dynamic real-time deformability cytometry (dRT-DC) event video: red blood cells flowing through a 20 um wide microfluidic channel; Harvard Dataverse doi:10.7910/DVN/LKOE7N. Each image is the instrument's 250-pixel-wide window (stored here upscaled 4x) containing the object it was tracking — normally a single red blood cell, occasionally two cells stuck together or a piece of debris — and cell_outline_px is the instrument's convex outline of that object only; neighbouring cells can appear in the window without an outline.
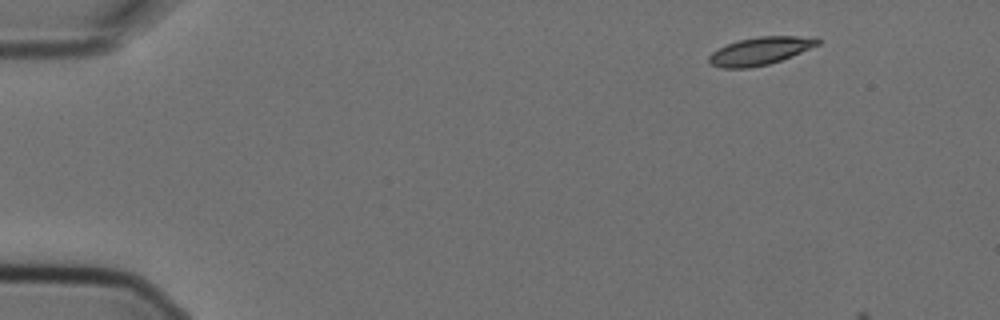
{"species": "Egyptian fruit bat (a non-hibernating species)", "species_latin": "Rousettus aegyptiacus", "temperature_condition": "cold", "stored_images_in_passage": 2, "camera_frame_rate_fps": 3000, "um_per_image_px": 0.085, "animal": {"sex": "female"}, "frame": {"image": 1, "passage_image": 1, "time_ms": 0.0, "image_size_px": [1000, 320], "cell_outline_px": [[820, 44], [792, 56], [768, 64], [748, 68], [720, 68], [712, 64], [708, 60], [708, 56], [712, 52], [728, 44], [740, 40], [756, 36], [816, 36], [820, 40]], "centroid_in_image_um": [64.65, 4.32], "position_along_channel_um": 20.4, "area_um2": 17.57}}